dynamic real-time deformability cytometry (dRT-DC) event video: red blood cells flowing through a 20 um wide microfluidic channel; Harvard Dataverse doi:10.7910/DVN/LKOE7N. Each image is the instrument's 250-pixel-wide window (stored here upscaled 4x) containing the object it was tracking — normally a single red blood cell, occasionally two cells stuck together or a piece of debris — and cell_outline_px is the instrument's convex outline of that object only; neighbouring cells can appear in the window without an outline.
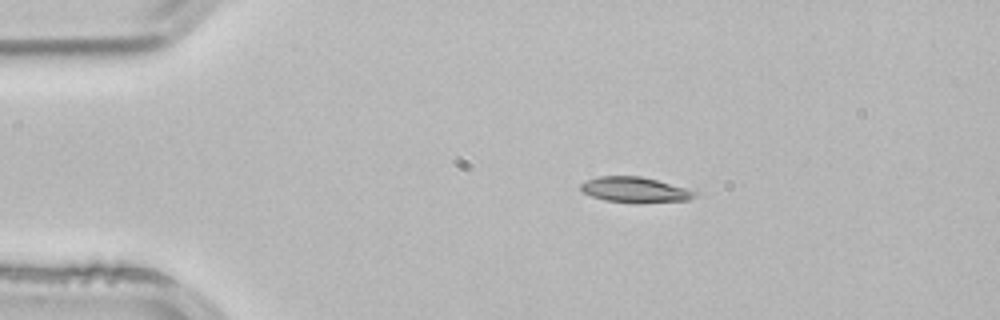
{"species": "common noctule bat (a hibernating species)", "species_latin": "Nyctalus noctula", "temperature_condition": "room temperature", "stored_images_in_passage": 2, "camera_frame_rate_fps": 3000, "um_per_image_px": 0.085, "animal": {"sex": "male", "body_mass_g": 21.5, "forearm_length_mm": 52.0}, "frame": {"image": 1, "passage_image": 1, "time_ms": 0.0, "image_size_px": [1000, 320], "cell_outline_px": [[700, 192], [696, 196], [688, 200], [604, 200], [592, 196], [584, 192], [580, 188], [580, 184], [596, 176], [640, 176], [656, 180]], "centroid_in_image_um": [53.94, 16.07], "position_along_channel_um": 31.1, "area_um2": 15.84}}